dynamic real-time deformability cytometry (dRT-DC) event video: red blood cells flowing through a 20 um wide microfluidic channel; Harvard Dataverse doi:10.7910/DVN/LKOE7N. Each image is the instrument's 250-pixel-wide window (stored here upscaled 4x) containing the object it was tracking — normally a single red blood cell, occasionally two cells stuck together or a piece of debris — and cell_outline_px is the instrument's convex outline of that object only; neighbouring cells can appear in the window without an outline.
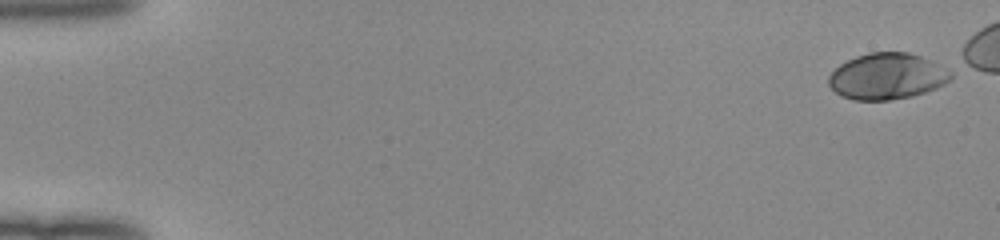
{"species": "human", "species_latin": "Homo sapiens", "temperature_condition": "room temperature", "stored_images_in_passage": 47, "camera_frame_rate_fps": 3000, "um_per_image_px": 0.085, "donor": {"sex": "female"}, "frame": {"image": 1, "passage_image": 1, "time_ms": 0.0, "image_size_px": [1000, 240], "cell_outline_px": [[952, 80], [936, 88], [912, 96], [888, 100], [852, 100], [840, 96], [828, 84], [828, 76], [840, 64], [856, 56], [868, 52], [908, 52], [920, 56], [952, 72]], "centroid_in_image_um": [75.37, 6.49], "position_along_channel_um": 9.6, "area_um2": 32.77}}
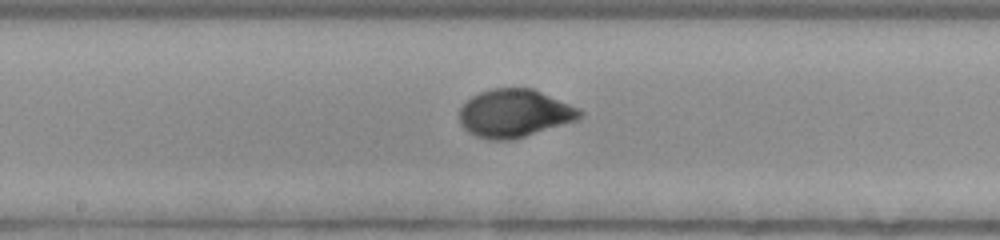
{"frame": {"image": 2, "passage_image": 28, "time_ms": 9.0, "image_size_px": [1000, 240], "cell_outline_px": [[584, 116], [576, 120], [512, 140], [488, 140], [476, 136], [468, 132], [460, 124], [460, 108], [472, 96], [480, 92], [492, 88], [532, 88], [580, 108], [584, 112]], "centroid_in_image_um": [43.73, 9.63], "position_along_channel_um": 204.5, "area_um2": 33.64}}
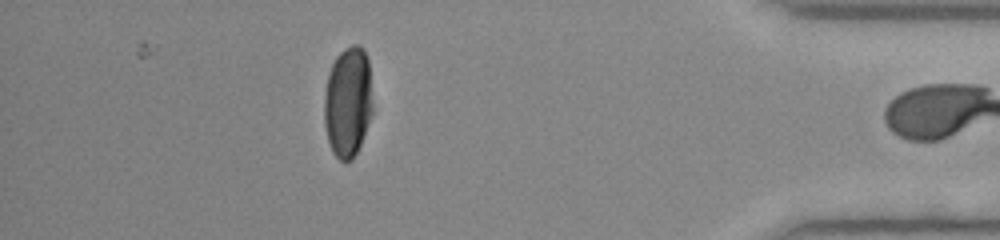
{"frame": {"image": 3, "passage_image": 46, "time_ms": 15.0, "image_size_px": [1000, 240], "cell_outline_px": [[372, 116], [360, 144], [352, 160], [344, 164], [332, 152], [328, 140], [324, 124], [324, 96], [328, 76], [332, 64], [340, 52], [344, 48], [352, 44], [360, 44], [364, 48], [368, 56], [372, 100]], "centroid_in_image_um": [29.58, 8.66], "position_along_channel_um": 405.6, "area_um2": 31.56}, "authors_computed_cell_mechanics": {"area_um2": 32.7726, "velocity_mm_per_s": 4.0103, "shape_relaxation_time_tau1_ms": 3.1982, "shape_relaxation_time_tau2_ms": null, "deformation_change_tau1": 0.1702, "deformation_change_tau2": null}}